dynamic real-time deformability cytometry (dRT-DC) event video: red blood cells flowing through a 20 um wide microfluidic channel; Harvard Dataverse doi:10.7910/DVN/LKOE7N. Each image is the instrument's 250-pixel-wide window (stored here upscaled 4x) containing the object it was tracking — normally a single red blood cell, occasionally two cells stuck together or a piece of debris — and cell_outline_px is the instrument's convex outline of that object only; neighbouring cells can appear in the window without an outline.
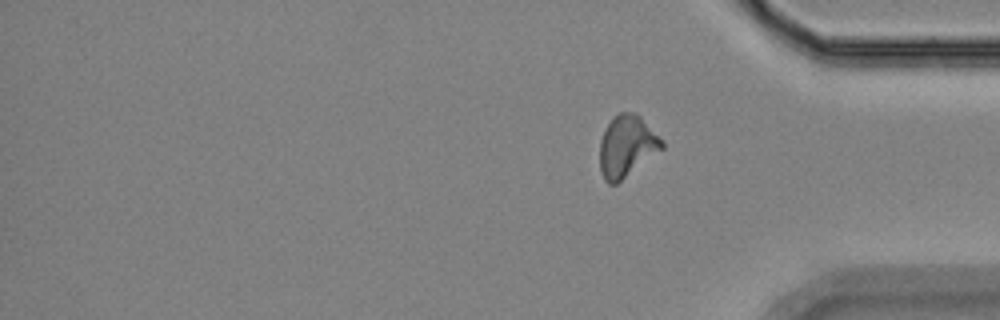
{"species": "Egyptian fruit bat (a non-hibernating species)", "species_latin": "Rousettus aegyptiacus", "temperature_condition": "room temperature", "stored_images_in_passage": 13, "segment_of_instrument_passage": [2, 2], "camera_frame_rate_fps": 3000, "um_per_image_px": 0.085, "animal": {"sex": "female"}, "frame": {"image": 1, "passage_image": 13, "time_ms": 14.0, "image_size_px": [1000, 320], "cell_outline_px": [[664, 148], [616, 184], [608, 184], [604, 180], [600, 168], [600, 140], [608, 124], [620, 112], [636, 112], [664, 140]], "centroid_in_image_um": [53.3, 12.43], "position_along_channel_um": 381.9, "area_um2": 22.2}}